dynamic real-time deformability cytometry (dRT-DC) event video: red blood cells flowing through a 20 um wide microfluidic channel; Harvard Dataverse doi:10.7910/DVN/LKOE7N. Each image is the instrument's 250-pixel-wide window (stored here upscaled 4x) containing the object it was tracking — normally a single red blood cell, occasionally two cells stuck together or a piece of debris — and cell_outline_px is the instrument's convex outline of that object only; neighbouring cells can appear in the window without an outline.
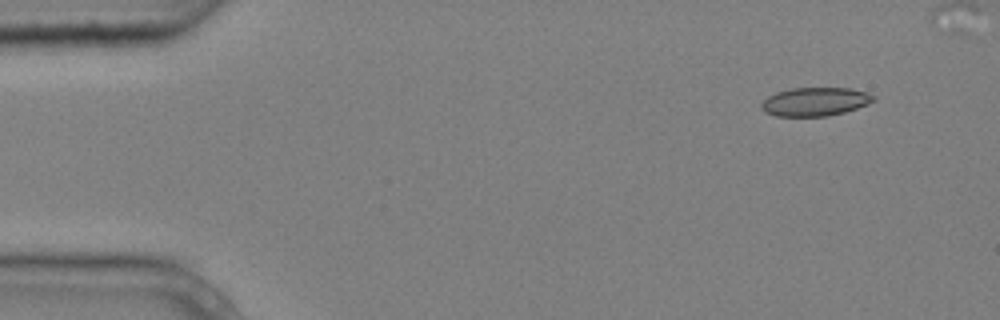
{"species": "common noctule bat (a hibernating species)", "species_latin": "Nyctalus noctula", "temperature_condition": "cold", "stored_images_in_passage": 5, "camera_frame_rate_fps": 3000, "um_per_image_px": 0.085, "animal": {"sex": "male", "body_mass_g": 20.4}, "frame": {"image": 1, "passage_image": 5, "time_ms": 1.333, "image_size_px": [1000, 320], "cell_outline_px": [[876, 100], [868, 104], [844, 112], [828, 116], [776, 116], [764, 112], [760, 108], [760, 104], [768, 96], [776, 92], [792, 88], [848, 88], [864, 92], [876, 96]], "centroid_in_image_um": [69.26, 8.65], "position_along_channel_um": 15.7, "area_um2": 18.67}}